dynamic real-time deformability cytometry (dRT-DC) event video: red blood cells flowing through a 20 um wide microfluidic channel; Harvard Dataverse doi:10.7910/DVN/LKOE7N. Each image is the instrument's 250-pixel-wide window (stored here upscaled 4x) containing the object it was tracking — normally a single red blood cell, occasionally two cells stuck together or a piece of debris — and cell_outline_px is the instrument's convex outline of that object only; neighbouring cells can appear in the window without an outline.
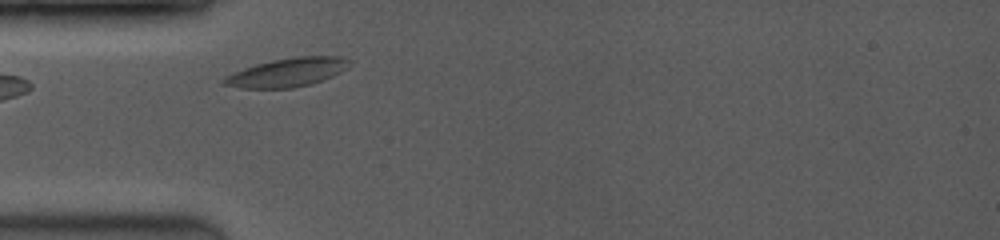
{"species": "common noctule bat (a hibernating species)", "species_latin": "Nyctalus noctula", "temperature_condition": "room temperature", "stored_images_in_passage": 25, "camera_frame_rate_fps": 3500, "um_per_image_px": 0.085, "animal": {"sex": "female", "body_mass_g": 19.0, "forearm_length_mm": 53.3}, "frame": {"image": 1, "passage_image": 2, "time_ms": 0.286, "image_size_px": [1000, 240], "cell_outline_px": [[352, 60], [340, 72], [332, 76], [312, 84], [292, 88], [244, 88], [220, 84], [220, 80], [224, 76], [232, 72], [256, 64], [272, 60], [296, 56], [344, 56]], "centroid_in_image_um": [24.38, 6.15], "position_along_channel_um": 60.6, "area_um2": 21.1}}
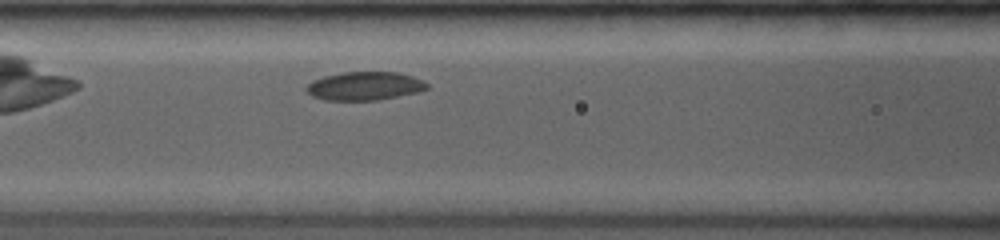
{"frame": {"image": 2, "passage_image": 7, "time_ms": 2.286, "image_size_px": [1000, 240], "cell_outline_px": [[428, 88], [416, 92], [380, 100], [324, 100], [312, 96], [304, 88], [312, 80], [324, 76], [344, 72], [396, 72], [412, 76], [428, 84]], "centroid_in_image_um": [30.95, 7.31], "position_along_channel_um": 135.6, "area_um2": 19.88}}
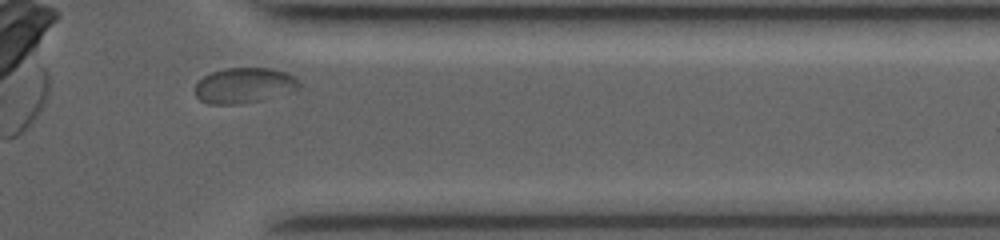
{"frame": {"image": 3, "passage_image": 23, "time_ms": 8.857, "image_size_px": [1000, 240], "cell_outline_px": [[300, 88], [292, 92], [264, 100], [240, 104], [208, 104], [200, 100], [196, 96], [196, 84], [204, 76], [212, 72], [224, 68], [268, 68], [288, 72], [300, 84]], "centroid_in_image_um": [20.78, 7.27], "position_along_channel_um": 390.6, "area_um2": 21.62}, "authors_computed_cell_mechanics": {"area_um2": 20.519, "velocity_mm_per_s": 3.8543, "shape_relaxation_time_tau1_ms": 4.0032, "shape_relaxation_time_tau2_ms": null, "deformation_change_tau1": 0.0776, "deformation_change_tau2": null}}